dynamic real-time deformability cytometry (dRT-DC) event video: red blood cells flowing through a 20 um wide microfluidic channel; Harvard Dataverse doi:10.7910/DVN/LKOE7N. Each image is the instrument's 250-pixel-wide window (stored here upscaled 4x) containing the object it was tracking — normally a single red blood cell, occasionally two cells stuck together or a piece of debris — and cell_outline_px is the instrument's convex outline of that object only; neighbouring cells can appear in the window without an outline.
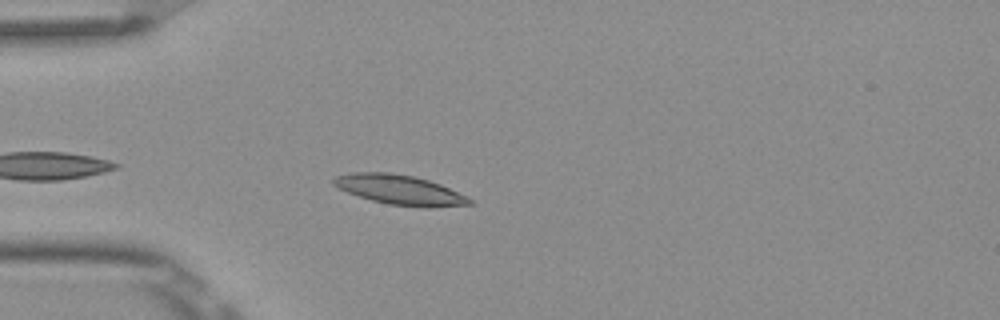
{"species": "Egyptian fruit bat (a non-hibernating species)", "species_latin": "Rousettus aegyptiacus", "temperature_condition": "room temperature", "stored_images_in_passage": 4, "camera_frame_rate_fps": 3000, "um_per_image_px": 0.085, "frame": {"image": 1, "passage_image": 3, "time_ms": 0.667, "image_size_px": [1000, 320], "cell_outline_px": [[472, 204], [428, 208], [424, 208], [388, 204], [372, 200], [348, 192], [332, 184], [332, 180], [336, 176], [348, 172], [392, 172], [412, 176], [428, 180], [440, 184], [472, 200]], "centroid_in_image_um": [33.94, 16.13], "position_along_channel_um": 51.1, "area_um2": 23.35}}